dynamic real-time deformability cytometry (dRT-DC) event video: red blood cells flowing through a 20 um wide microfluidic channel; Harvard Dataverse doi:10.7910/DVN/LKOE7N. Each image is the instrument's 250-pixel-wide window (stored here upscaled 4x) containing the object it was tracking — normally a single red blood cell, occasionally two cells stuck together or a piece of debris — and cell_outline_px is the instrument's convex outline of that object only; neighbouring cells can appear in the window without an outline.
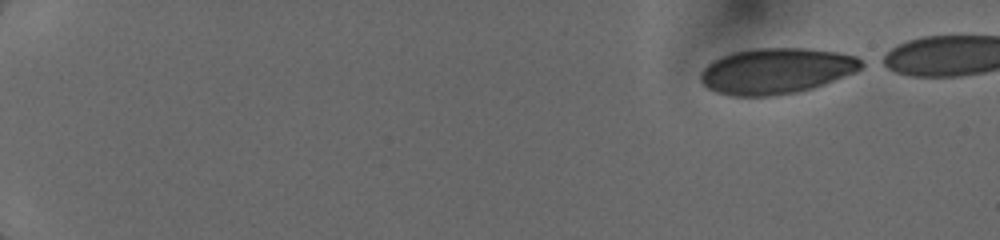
{"species": "human", "species_latin": "Homo sapiens", "temperature_condition": "cold", "stored_images_in_passage": 37, "camera_frame_rate_fps": 3000, "um_per_image_px": 0.085, "donor": {"sex": "female"}, "frame": {"image": 1, "passage_image": 1, "time_ms": 0.0, "image_size_px": [1000, 240], "cell_outline_px": [[868, 64], [856, 72], [824, 84], [812, 88], [796, 92], [772, 96], [728, 96], [716, 92], [708, 88], [700, 80], [700, 72], [712, 60], [732, 52], [756, 48], [800, 48], [836, 52], [856, 56]], "centroid_in_image_um": [65.99, 6.03], "position_along_channel_um": 19.0, "area_um2": 43.06}}
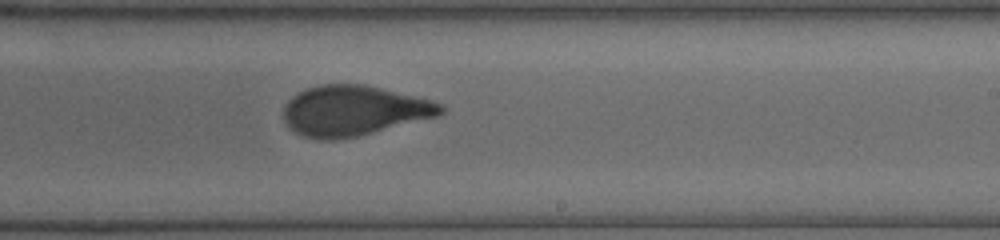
{"frame": {"image": 2, "passage_image": 25, "time_ms": 9.667, "image_size_px": [1000, 240], "cell_outline_px": [[444, 112], [440, 116], [356, 136], [336, 140], [320, 140], [304, 136], [288, 128], [284, 120], [284, 108], [288, 100], [292, 96], [308, 88], [320, 84], [364, 84], [432, 100], [444, 104]], "centroid_in_image_um": [30.08, 9.41], "position_along_channel_um": 258.9, "area_um2": 46.01}}
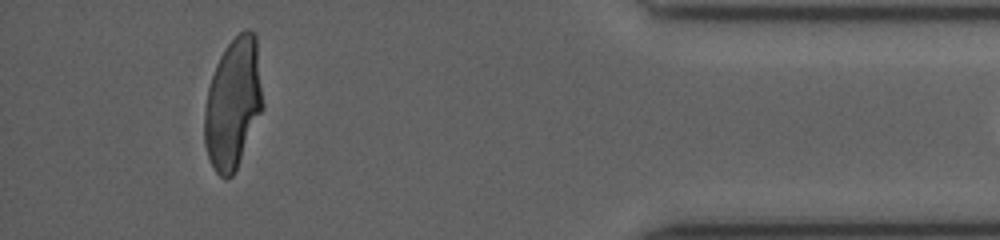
{"frame": {"image": 3, "passage_image": 36, "time_ms": 14.333, "image_size_px": [1000, 240], "cell_outline_px": [[264, 108], [236, 168], [232, 176], [228, 180], [224, 180], [216, 172], [208, 156], [204, 140], [204, 108], [208, 88], [216, 64], [224, 48], [244, 28], [248, 28], [256, 32], [264, 104]], "centroid_in_image_um": [19.83, 8.76], "position_along_channel_um": 415.4, "area_um2": 44.74}}